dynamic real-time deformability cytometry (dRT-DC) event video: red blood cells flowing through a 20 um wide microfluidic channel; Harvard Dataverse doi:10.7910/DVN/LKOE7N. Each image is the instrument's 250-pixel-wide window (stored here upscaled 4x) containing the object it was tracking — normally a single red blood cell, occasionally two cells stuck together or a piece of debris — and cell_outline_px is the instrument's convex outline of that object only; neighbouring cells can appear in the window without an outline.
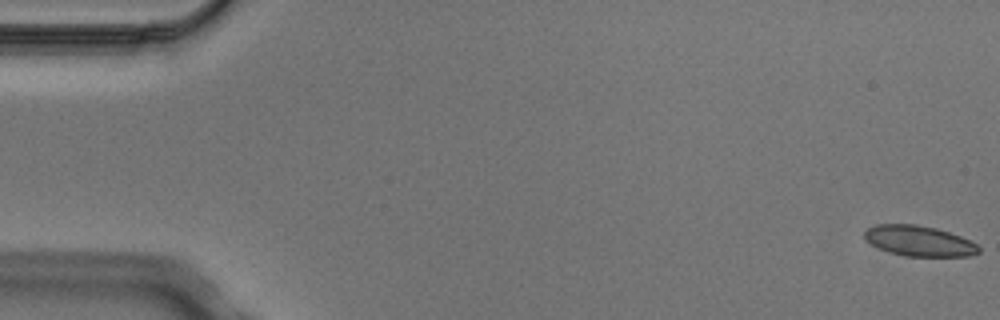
{"species": "Egyptian fruit bat (a non-hibernating species)", "species_latin": "Rousettus aegyptiacus", "temperature_condition": "cold", "stored_images_in_passage": 6, "camera_frame_rate_fps": 3000, "um_per_image_px": 0.085, "animal": {"sex": "male"}, "frame": {"image": 1, "passage_image": 1, "time_ms": 0.0, "image_size_px": [1000, 320], "cell_outline_px": [[980, 252], [968, 256], [904, 256], [888, 252], [872, 244], [864, 236], [864, 232], [868, 228], [876, 224], [916, 224], [936, 228], [960, 236], [976, 244], [980, 248]], "centroid_in_image_um": [78.12, 20.48], "position_along_channel_um": 6.9, "area_um2": 20.11}}
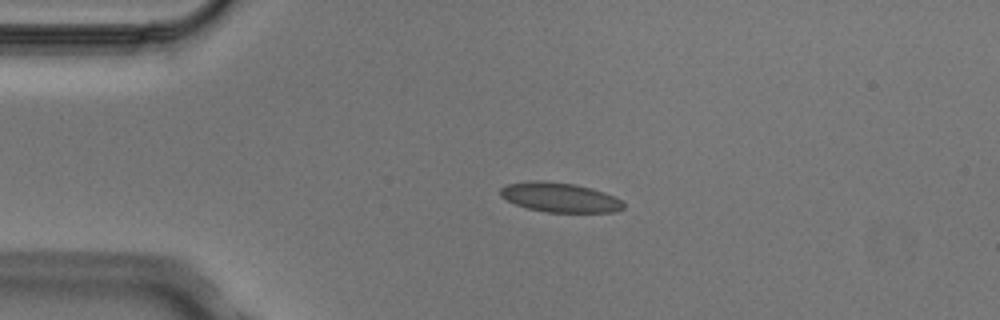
{"frame": {"image": 2, "passage_image": 4, "time_ms": 1.0, "image_size_px": [1000, 320], "cell_outline_px": [[624, 208], [616, 212], [548, 212], [528, 208], [516, 204], [500, 196], [500, 188], [508, 184], [528, 180], [540, 180], [576, 184], [592, 188], [604, 192], [624, 200]], "centroid_in_image_um": [47.62, 16.77], "position_along_channel_um": 37.4, "area_um2": 21.33}}
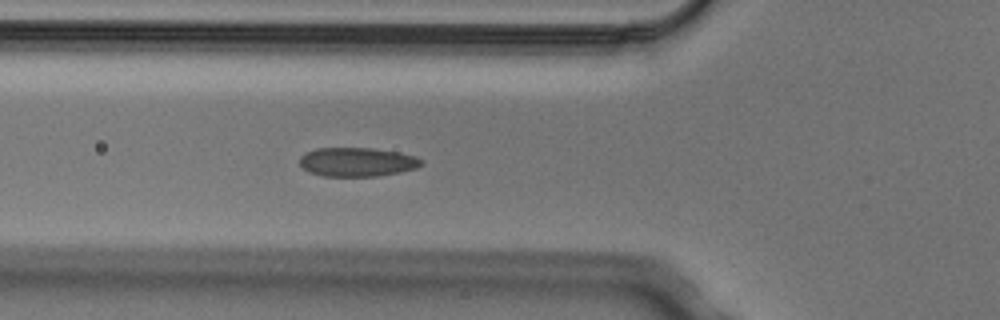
{"frame": {"image": 3, "passage_image": 6, "time_ms": 1.667, "image_size_px": [1000, 320], "cell_outline_px": [[424, 164], [416, 168], [400, 172], [376, 176], [324, 176], [308, 172], [300, 164], [300, 156], [316, 148], [372, 148], [400, 152], [416, 156], [424, 160]], "centroid_in_image_um": [30.4, 13.76], "position_along_channel_um": 95.4, "area_um2": 20.63}}